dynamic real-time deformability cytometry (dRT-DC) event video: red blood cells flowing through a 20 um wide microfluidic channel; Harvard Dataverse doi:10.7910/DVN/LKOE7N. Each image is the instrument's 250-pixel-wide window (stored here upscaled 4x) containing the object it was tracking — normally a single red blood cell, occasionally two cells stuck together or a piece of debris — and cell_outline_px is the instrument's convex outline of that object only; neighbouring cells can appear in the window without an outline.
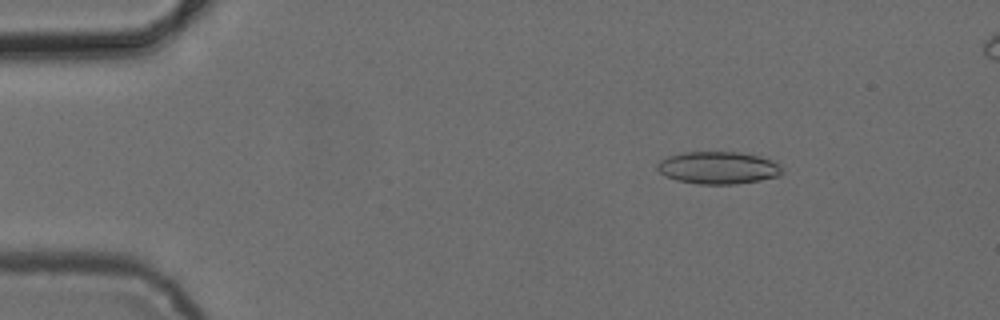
{"species": "common noctule bat (a hibernating species)", "species_latin": "Nyctalus noctula", "temperature_condition": "cold", "stored_images_in_passage": 54, "camera_frame_rate_fps": 3000, "um_per_image_px": 0.085, "animal": {"sex": "female", "body_mass_g": 24.6, "forearm_length_mm": 56.2}, "frame": {"image": 1, "passage_image": 8, "time_ms": 2.333, "image_size_px": [1000, 320], "cell_outline_px": [[784, 172], [780, 176], [760, 180], [736, 184], [696, 184], [676, 180], [660, 172], [656, 168], [656, 164], [660, 160], [668, 156], [684, 152], [736, 152], [760, 156], [772, 160], [780, 164]], "centroid_in_image_um": [61.07, 14.26], "position_along_channel_um": 23.9, "area_um2": 23.7}}
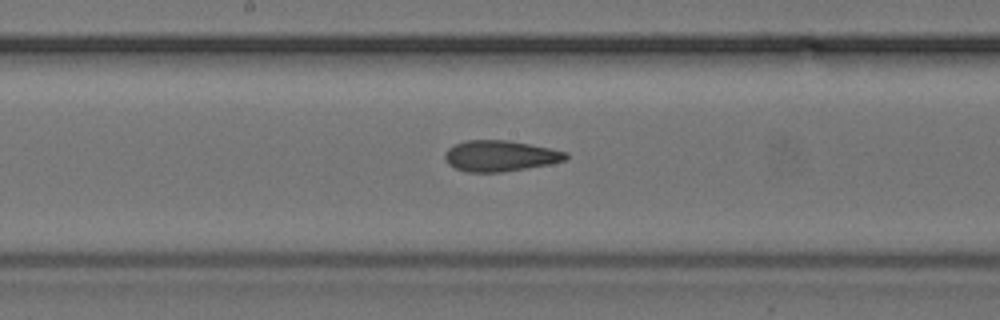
{"frame": {"image": 2, "passage_image": 28, "time_ms": 9.0, "image_size_px": [1000, 320], "cell_outline_px": [[568, 156], [564, 160], [548, 164], [500, 172], [464, 172], [448, 164], [444, 156], [448, 148], [456, 144], [468, 140], [504, 140], [528, 144], [568, 152]], "centroid_in_image_um": [42.47, 13.25], "position_along_channel_um": 205.7, "area_um2": 21.39}}
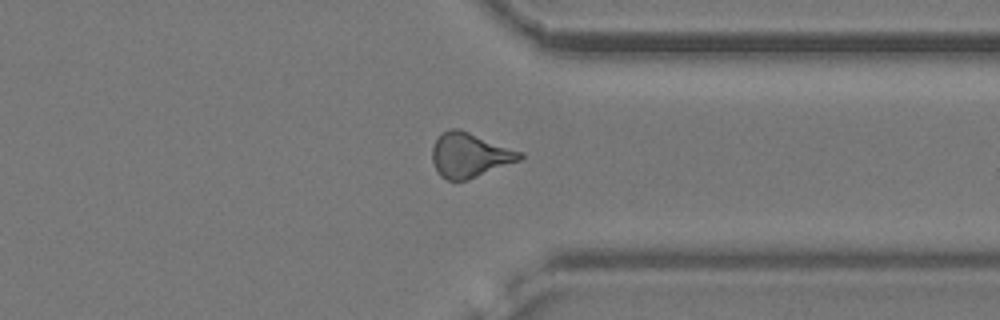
{"frame": {"image": 3, "passage_image": 41, "time_ms": 13.333, "image_size_px": [1000, 320], "cell_outline_px": [[524, 156], [520, 160], [468, 180], [448, 180], [440, 176], [436, 172], [432, 160], [432, 148], [436, 140], [444, 132], [452, 128], [460, 128], [524, 152]], "centroid_in_image_um": [39.94, 13.18], "position_along_channel_um": 371.5, "area_um2": 22.89}, "authors_computed_cell_mechanics": {"area_um2": 22.3686, "velocity_mm_per_s": 3.8714, "shape_relaxation_time_tau1_ms": null, "shape_relaxation_time_tau2_ms": 2.3146, "deformation_change_tau1": null, "deformation_change_tau2": 0.1168}}